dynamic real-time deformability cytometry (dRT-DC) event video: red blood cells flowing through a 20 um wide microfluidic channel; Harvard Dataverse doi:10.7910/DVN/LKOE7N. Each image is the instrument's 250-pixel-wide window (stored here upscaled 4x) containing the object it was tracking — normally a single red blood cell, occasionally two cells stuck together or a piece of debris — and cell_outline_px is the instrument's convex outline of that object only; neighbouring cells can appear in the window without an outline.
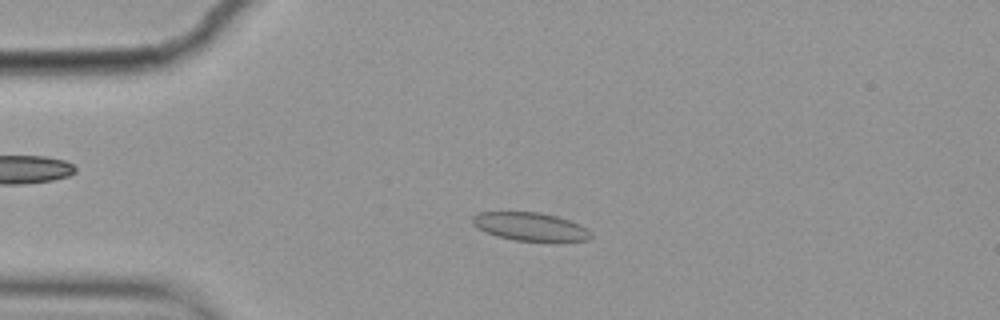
{"species": "common noctule bat (a hibernating species)", "species_latin": "Nyctalus noctula", "temperature_condition": "cold", "stored_images_in_passage": 46, "camera_frame_rate_fps": 3000, "um_per_image_px": 0.085, "animal": {"sex": "female", "body_mass_g": 19.9}, "frame": {"image": 1, "passage_image": 3, "time_ms": 0.667, "image_size_px": [1000, 320], "cell_outline_px": [[592, 236], [588, 240], [552, 244], [516, 240], [496, 236], [472, 224], [472, 216], [480, 212], [540, 212], [556, 216], [580, 224], [588, 228], [592, 232]], "centroid_in_image_um": [45.18, 19.31], "position_along_channel_um": 39.8, "area_um2": 20.17}}
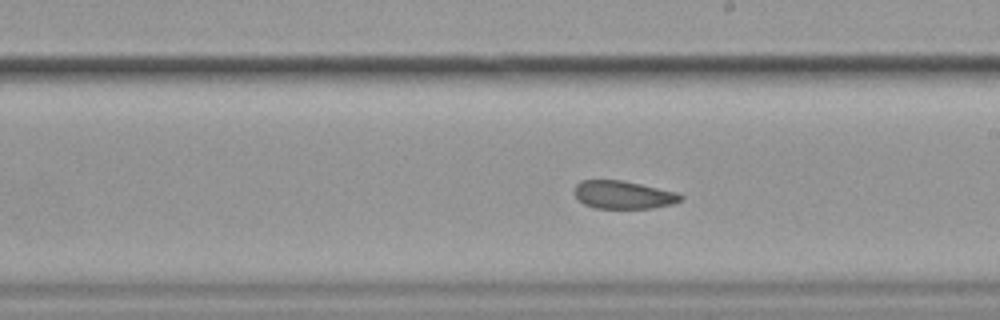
{"frame": {"image": 2, "passage_image": 22, "time_ms": 7.0, "image_size_px": [1000, 320], "cell_outline_px": [[684, 196], [680, 200], [672, 204], [652, 208], [592, 208], [584, 204], [576, 196], [576, 184], [580, 180], [620, 180], [640, 184], [676, 192]], "centroid_in_image_um": [52.97, 16.56], "position_along_channel_um": 236.0, "area_um2": 17.11}}
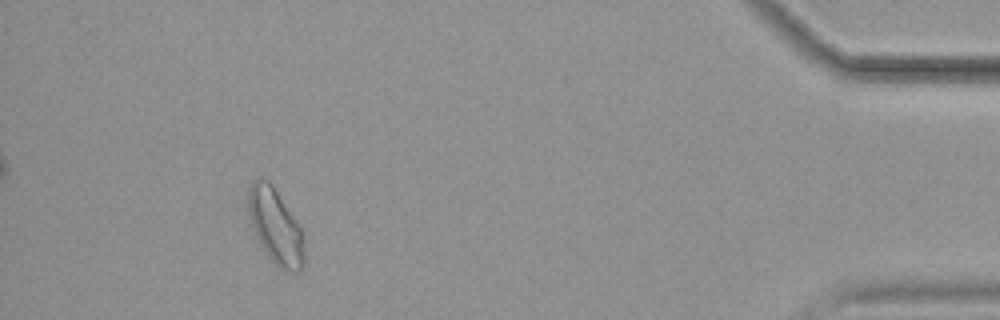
{"frame": {"image": 3, "passage_image": 42, "time_ms": 13.667, "image_size_px": [1000, 320], "cell_outline_px": [[304, 264], [300, 272], [292, 272], [280, 268], [268, 256], [260, 244], [256, 236], [248, 212], [248, 188], [256, 180], [268, 180], [300, 228], [304, 236]], "centroid_in_image_um": [23.43, 19.31], "position_along_channel_um": 411.8, "area_um2": 23.81}, "authors_computed_cell_mechanics": {"area_um2": 19.2474, "velocity_mm_per_s": 3.5217, "shape_relaxation_time_tau1_ms": null, "shape_relaxation_time_tau2_ms": 2.2599, "deformation_change_tau1": null, "deformation_change_tau2": 0.0809}}